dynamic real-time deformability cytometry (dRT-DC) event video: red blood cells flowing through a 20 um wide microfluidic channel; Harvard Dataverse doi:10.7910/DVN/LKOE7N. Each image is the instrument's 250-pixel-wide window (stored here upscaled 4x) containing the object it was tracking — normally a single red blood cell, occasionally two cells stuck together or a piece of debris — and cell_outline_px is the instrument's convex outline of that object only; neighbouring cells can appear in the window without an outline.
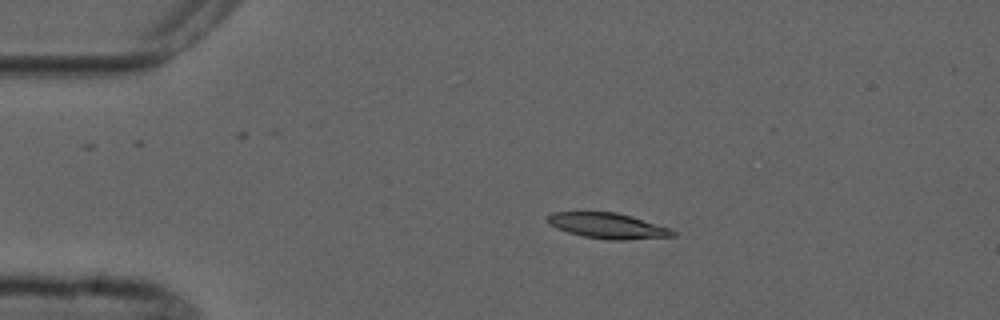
{"species": "common noctule bat (a hibernating species)", "species_latin": "Nyctalus noctula", "temperature_condition": "cold", "stored_images_in_passage": 3, "camera_frame_rate_fps": 3000, "um_per_image_px": 0.085, "animal": {"sex": "male", "forearm_length_mm": 52.5}, "frame": {"image": 1, "passage_image": 2, "time_ms": 1.333, "image_size_px": [1000, 320], "cell_outline_px": [[676, 236], [624, 240], [608, 240], [584, 236], [568, 232], [556, 228], [548, 224], [548, 216], [552, 212], [616, 212], [632, 216], [672, 228], [676, 232]], "centroid_in_image_um": [51.71, 19.19], "position_along_channel_um": 33.3, "area_um2": 18.73}}